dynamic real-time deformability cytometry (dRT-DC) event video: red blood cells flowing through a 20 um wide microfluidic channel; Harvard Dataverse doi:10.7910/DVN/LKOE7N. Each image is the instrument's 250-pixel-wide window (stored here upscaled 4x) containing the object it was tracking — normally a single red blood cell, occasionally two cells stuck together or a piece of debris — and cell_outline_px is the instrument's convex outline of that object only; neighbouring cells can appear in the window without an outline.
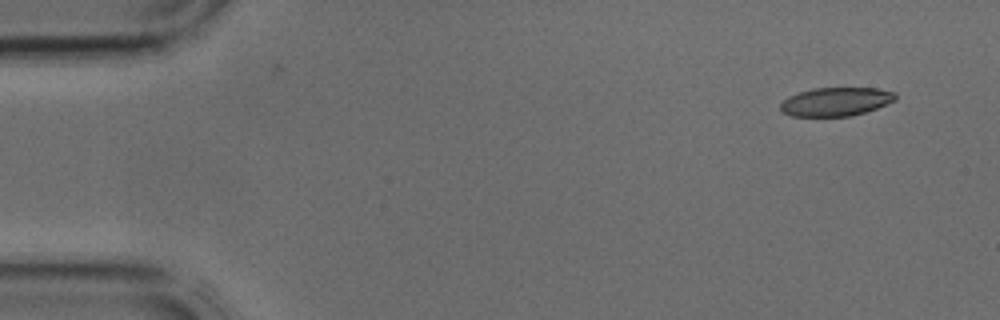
{"species": "common noctule bat (a hibernating species)", "species_latin": "Nyctalus noctula", "temperature_condition": "cold", "stored_images_in_passage": 3, "camera_frame_rate_fps": 3000, "um_per_image_px": 0.085, "animal": {"sex": "male", "body_mass_g": 17.9, "forearm_length_mm": 54.2}, "frame": {"image": 1, "passage_image": 1, "time_ms": 0.0, "image_size_px": [1000, 320], "cell_outline_px": [[896, 100], [876, 108], [852, 116], [792, 116], [784, 112], [780, 108], [780, 104], [788, 96], [812, 88], [876, 88], [896, 92]], "centroid_in_image_um": [71.06, 8.64], "position_along_channel_um": 13.9, "area_um2": 19.07}}